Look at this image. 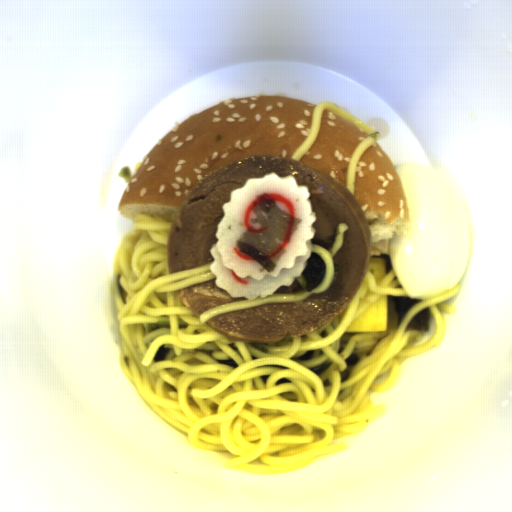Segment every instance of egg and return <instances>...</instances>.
Returning <instances> with one entry per match:
<instances>
[{
	"label": "egg",
	"instance_id": "obj_1",
	"mask_svg": "<svg viewBox=\"0 0 512 512\" xmlns=\"http://www.w3.org/2000/svg\"><path fill=\"white\" fill-rule=\"evenodd\" d=\"M409 206L408 236L394 233L390 264L405 294L422 301L452 290L470 261L464 205L442 171L422 162L394 165Z\"/></svg>",
	"mask_w": 512,
	"mask_h": 512
}]
</instances>
